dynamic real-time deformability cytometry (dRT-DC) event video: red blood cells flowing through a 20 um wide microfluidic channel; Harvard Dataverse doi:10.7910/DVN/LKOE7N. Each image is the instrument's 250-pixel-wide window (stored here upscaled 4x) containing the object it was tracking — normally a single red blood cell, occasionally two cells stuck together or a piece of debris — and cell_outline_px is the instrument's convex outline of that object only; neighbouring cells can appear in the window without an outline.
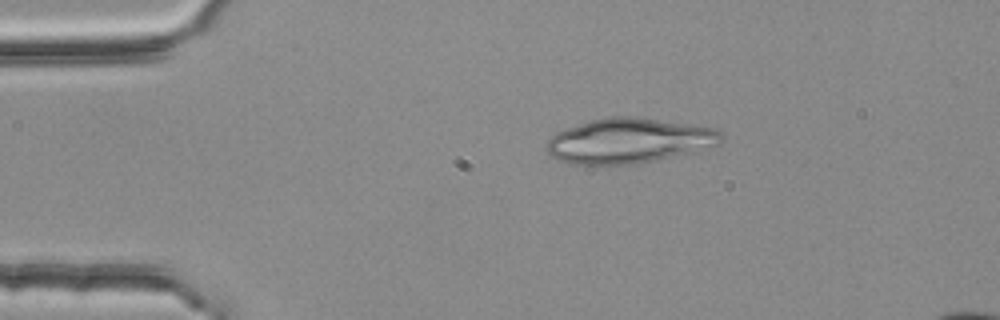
{"species": "common noctule bat (a hibernating species)", "species_latin": "Nyctalus noctula", "temperature_condition": "room temperature", "stored_images_in_passage": 2, "camera_frame_rate_fps": 3000, "um_per_image_px": 0.085, "animal": {"sex": "female", "body_mass_g": 25.1}, "frame": {"image": 1, "passage_image": 1, "time_ms": 0.0, "image_size_px": [1000, 320], "cell_outline_px": [[724, 140], [720, 144], [652, 160], [632, 164], [596, 168], [572, 164], [560, 160], [552, 156], [548, 152], [548, 140], [556, 132], [588, 120], [608, 116], [632, 116], [692, 124], [716, 128], [724, 136]], "centroid_in_image_um": [53.4, 11.97], "position_along_channel_um": 31.6, "area_um2": 46.12}}